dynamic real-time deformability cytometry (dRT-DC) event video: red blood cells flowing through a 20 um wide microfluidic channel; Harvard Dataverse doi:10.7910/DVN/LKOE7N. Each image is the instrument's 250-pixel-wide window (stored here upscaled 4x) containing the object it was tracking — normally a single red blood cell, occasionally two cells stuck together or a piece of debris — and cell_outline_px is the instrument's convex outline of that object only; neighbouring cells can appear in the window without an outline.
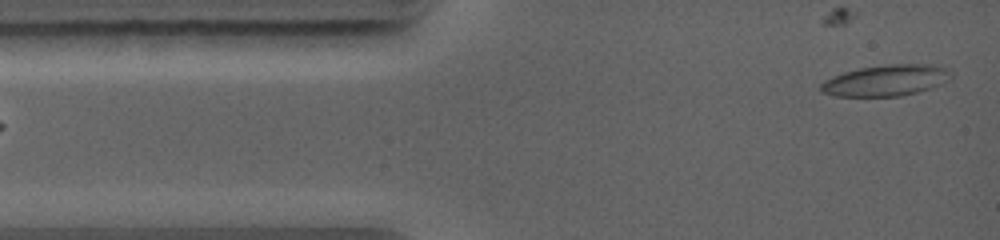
{"species": "common noctule bat (a hibernating species)", "species_latin": "Nyctalus noctula", "temperature_condition": "warm", "stored_images_in_passage": 9, "camera_frame_rate_fps": 5000, "um_per_image_px": 0.085, "animal": {"sex": "female", "body_mass_g": 19.0, "forearm_length_mm": 56.7}, "frame": {"image": 1, "passage_image": 1, "time_ms": 0.0, "image_size_px": [1000, 240], "cell_outline_px": [[952, 76], [944, 84], [932, 88], [900, 96], [836, 96], [820, 92], [820, 84], [824, 80], [832, 76], [844, 72], [860, 68], [888, 64], [936, 64], [952, 72]], "centroid_in_image_um": [75.32, 6.83], "position_along_channel_um": 9.7, "area_um2": 23.81}}
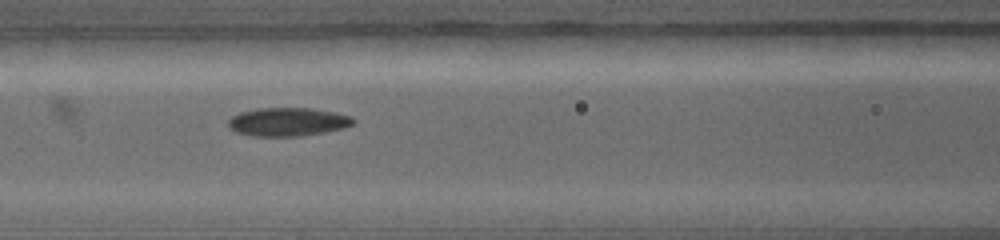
{"frame": {"image": 2, "passage_image": 6, "time_ms": 4.4, "image_size_px": [1000, 240], "cell_outline_px": [[356, 120], [352, 124], [344, 128], [324, 132], [300, 136], [252, 136], [236, 132], [228, 128], [228, 120], [232, 116], [240, 112], [256, 108], [312, 108], [352, 116]], "centroid_in_image_um": [24.43, 10.36], "position_along_channel_um": 142.2, "area_um2": 20.81}}
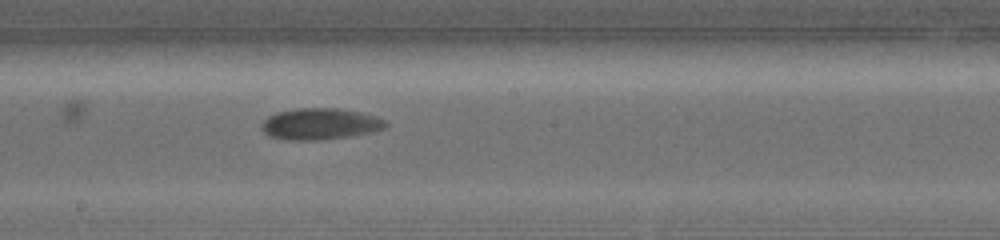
{"frame": {"image": 3, "passage_image": 8, "time_ms": 6.2, "image_size_px": [1000, 240], "cell_outline_px": [[388, 124], [384, 128], [372, 132], [348, 136], [320, 140], [288, 140], [268, 136], [260, 128], [260, 124], [268, 116], [276, 112], [300, 108], [336, 108], [360, 112], [376, 116], [388, 120]], "centroid_in_image_um": [27.2, 10.53], "position_along_channel_um": 221.0, "area_um2": 22.83}}